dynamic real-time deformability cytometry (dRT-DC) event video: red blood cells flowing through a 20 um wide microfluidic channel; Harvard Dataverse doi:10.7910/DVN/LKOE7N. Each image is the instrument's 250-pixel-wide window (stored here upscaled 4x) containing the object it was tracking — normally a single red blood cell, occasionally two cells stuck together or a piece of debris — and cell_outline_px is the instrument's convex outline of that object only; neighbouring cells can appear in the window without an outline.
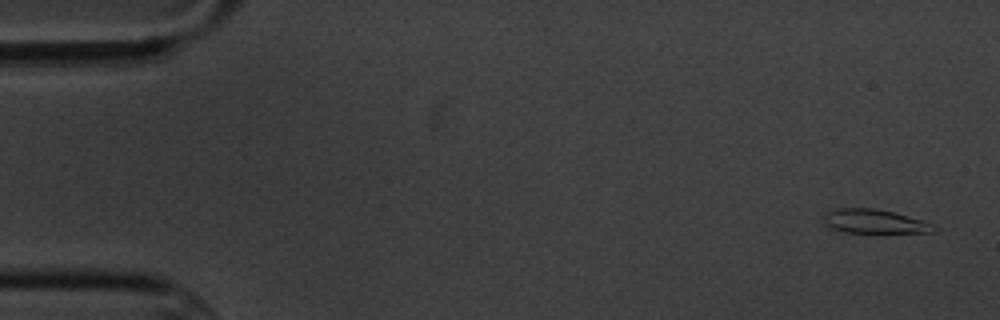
{"species": "common noctule bat (a hibernating species)", "species_latin": "Nyctalus noctula", "temperature_condition": "cold", "stored_images_in_passage": 5, "camera_frame_rate_fps": 3000, "um_per_image_px": 0.085, "animal": {"sex": "male", "body_mass_g": 20.1, "forearm_length_mm": 53.5}, "frame": {"image": 1, "passage_image": 1, "time_ms": 0.0, "image_size_px": [1000, 320], "cell_outline_px": [[940, 228], [932, 232], [844, 232], [828, 228], [824, 224], [824, 216], [828, 212], [840, 208], [876, 208], [896, 212], [924, 220]], "centroid_in_image_um": [74.36, 18.81], "position_along_channel_um": 10.6, "area_um2": 15.49}}